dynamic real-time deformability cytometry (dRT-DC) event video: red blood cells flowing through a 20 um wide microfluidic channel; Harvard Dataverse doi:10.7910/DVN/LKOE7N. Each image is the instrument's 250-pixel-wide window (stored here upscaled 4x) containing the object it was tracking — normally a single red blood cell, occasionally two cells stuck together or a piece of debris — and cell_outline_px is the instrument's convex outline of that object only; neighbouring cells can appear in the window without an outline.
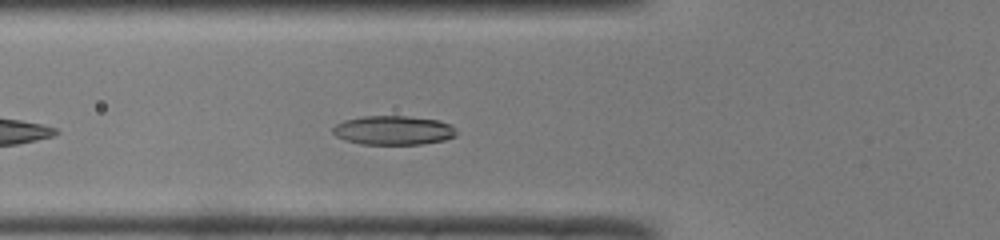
{"species": "common noctule bat (a hibernating species)", "species_latin": "Nyctalus noctula", "temperature_condition": "room temperature", "stored_images_in_passage": 28, "camera_frame_rate_fps": 3000, "um_per_image_px": 0.085, "animal": {"sex": "male", "body_mass_g": 19.0, "forearm_length_mm": 50.8}, "frame": {"image": 1, "passage_image": 7, "time_ms": 2.0, "image_size_px": [1000, 240], "cell_outline_px": [[456, 136], [444, 140], [420, 144], [360, 144], [344, 140], [336, 136], [332, 132], [332, 128], [336, 124], [344, 120], [364, 116], [408, 116], [440, 120], [452, 124], [456, 132]], "centroid_in_image_um": [33.44, 11.07], "position_along_channel_um": 92.4, "area_um2": 21.1}}
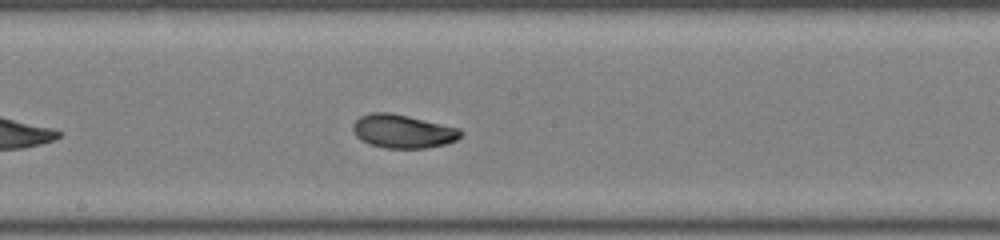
{"frame": {"image": 2, "passage_image": 16, "time_ms": 5.0, "image_size_px": [1000, 240], "cell_outline_px": [[464, 132], [456, 140], [444, 144], [424, 148], [384, 148], [368, 144], [360, 140], [356, 136], [352, 128], [352, 124], [360, 116], [372, 112], [388, 112], [408, 116], [460, 128]], "centroid_in_image_um": [34.21, 11.16], "position_along_channel_um": 214.0, "area_um2": 21.1}}
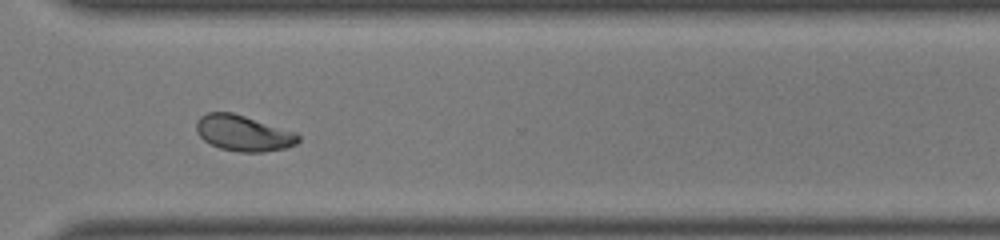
{"frame": {"image": 3, "passage_image": 26, "time_ms": 8.333, "image_size_px": [1000, 240], "cell_outline_px": [[300, 140], [296, 144], [284, 148], [264, 152], [240, 152], [220, 148], [204, 140], [196, 132], [196, 124], [200, 116], [208, 112], [232, 112], [296, 132], [300, 136]], "centroid_in_image_um": [20.69, 11.32], "position_along_channel_um": 349.9, "area_um2": 21.21}, "authors_computed_cell_mechanics": {"area_um2": 20.8947, "velocity_mm_per_s": 4.0565, "shape_relaxation_time_tau1_ms": 3.8823, "shape_relaxation_time_tau2_ms": 1.8187, "deformation_change_tau1": 0.1269, "deformation_change_tau2": 0.0617}}